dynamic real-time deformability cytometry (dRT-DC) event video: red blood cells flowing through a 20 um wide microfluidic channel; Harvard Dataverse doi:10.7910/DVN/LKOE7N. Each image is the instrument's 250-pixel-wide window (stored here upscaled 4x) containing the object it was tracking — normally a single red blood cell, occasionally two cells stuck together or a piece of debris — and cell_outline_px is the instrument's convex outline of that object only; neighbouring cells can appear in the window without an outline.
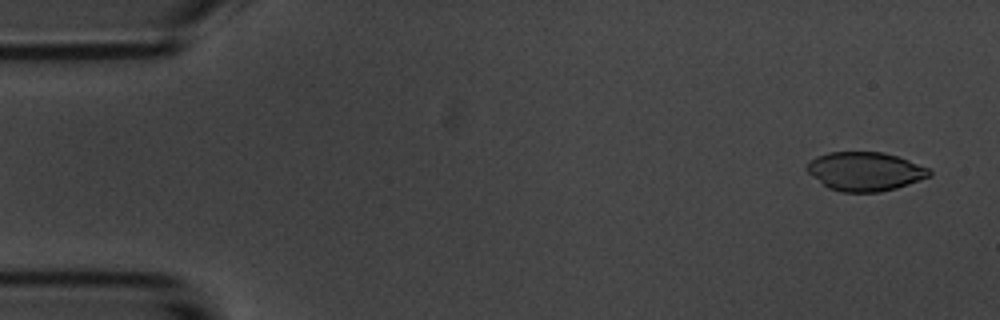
{"species": "common noctule bat (a hibernating species)", "species_latin": "Nyctalus noctula", "temperature_condition": "room temperature", "stored_images_in_passage": 5, "camera_frame_rate_fps": 3000, "um_per_image_px": 0.085, "animal": {"sex": "male", "body_mass_g": 20.1, "forearm_length_mm": 53.5}, "frame": {"image": 1, "passage_image": 1, "time_ms": 0.0, "image_size_px": [1000, 320], "cell_outline_px": [[932, 176], [896, 188], [880, 192], [840, 192], [828, 188], [808, 172], [804, 168], [808, 160], [816, 156], [828, 152], [884, 152], [908, 160], [928, 168], [932, 172]], "centroid_in_image_um": [73.5, 14.57], "position_along_channel_um": 11.5, "area_um2": 27.8}}